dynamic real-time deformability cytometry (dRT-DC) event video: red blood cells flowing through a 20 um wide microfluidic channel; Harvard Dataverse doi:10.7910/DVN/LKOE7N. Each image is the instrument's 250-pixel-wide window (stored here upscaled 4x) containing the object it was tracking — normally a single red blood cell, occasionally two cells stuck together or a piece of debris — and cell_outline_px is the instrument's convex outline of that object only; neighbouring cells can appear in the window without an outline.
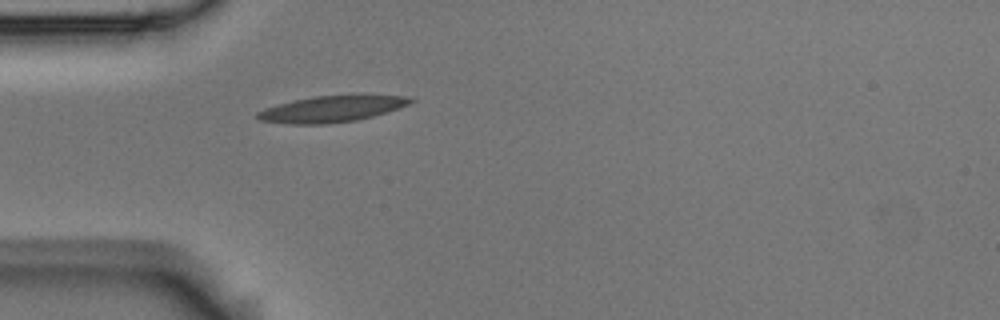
{"species": "Egyptian fruit bat (a non-hibernating species)", "species_latin": "Rousettus aegyptiacus", "temperature_condition": "room temperature", "stored_images_in_passage": 4, "camera_frame_rate_fps": 3000, "um_per_image_px": 0.085, "animal": {"sex": "male"}, "frame": {"image": 1, "passage_image": 4, "time_ms": 1.0, "image_size_px": [1000, 320], "cell_outline_px": [[416, 100], [408, 104], [372, 116], [356, 120], [324, 124], [288, 124], [260, 120], [256, 116], [256, 112], [264, 108], [292, 100], [316, 96], [412, 96]], "centroid_in_image_um": [28.12, 9.27], "position_along_channel_um": 56.9, "area_um2": 22.89}}